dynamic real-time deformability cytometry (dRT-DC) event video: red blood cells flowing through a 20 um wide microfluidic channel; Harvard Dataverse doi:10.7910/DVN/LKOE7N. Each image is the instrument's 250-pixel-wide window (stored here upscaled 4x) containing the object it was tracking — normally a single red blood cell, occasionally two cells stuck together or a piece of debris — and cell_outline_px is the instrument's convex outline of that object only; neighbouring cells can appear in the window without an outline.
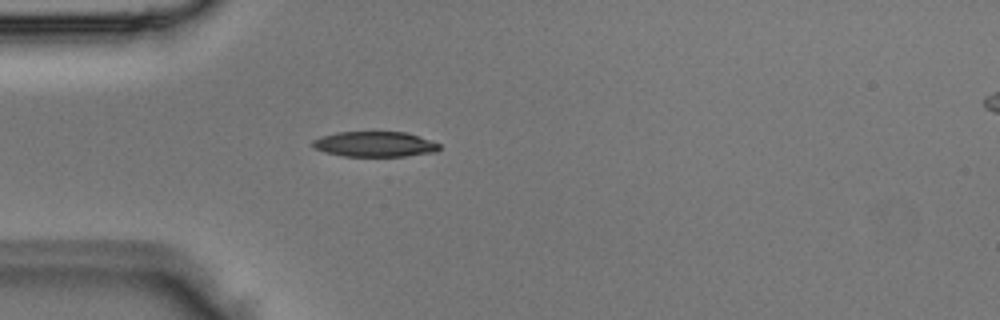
{"species": "Egyptian fruit bat (a non-hibernating species)", "species_latin": "Rousettus aegyptiacus", "temperature_condition": "room temperature", "stored_images_in_passage": 2, "camera_frame_rate_fps": 3000, "um_per_image_px": 0.085, "animal": {"sex": "male"}, "frame": {"image": 1, "passage_image": 2, "time_ms": 0.333, "image_size_px": [1000, 320], "cell_outline_px": [[440, 148], [436, 152], [404, 156], [344, 156], [324, 152], [316, 148], [312, 144], [312, 140], [320, 136], [336, 132], [372, 128], [404, 132], [440, 144]], "centroid_in_image_um": [31.8, 12.2], "position_along_channel_um": 53.2, "area_um2": 19.48}}